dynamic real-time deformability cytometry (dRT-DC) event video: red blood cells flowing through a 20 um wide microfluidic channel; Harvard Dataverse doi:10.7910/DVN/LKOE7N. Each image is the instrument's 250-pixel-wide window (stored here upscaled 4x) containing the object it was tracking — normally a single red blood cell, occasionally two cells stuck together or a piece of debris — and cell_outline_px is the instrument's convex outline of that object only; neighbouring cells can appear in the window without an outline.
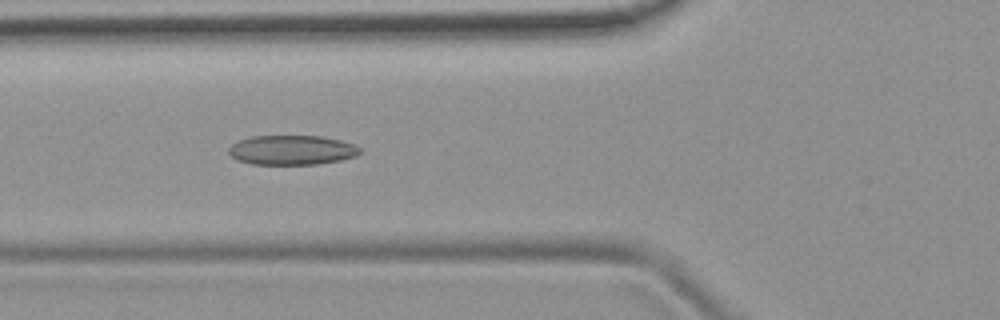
{"species": "common noctule bat (a hibernating species)", "species_latin": "Nyctalus noctula", "temperature_condition": "room temperature", "stored_images_in_passage": 50, "camera_frame_rate_fps": 3000, "um_per_image_px": 0.085, "animal": {"sex": "female", "body_mass_g": 19.9}, "frame": {"image": 1, "passage_image": 16, "time_ms": 5.0, "image_size_px": [1000, 320], "cell_outline_px": [[360, 152], [356, 156], [340, 160], [316, 164], [252, 164], [236, 160], [228, 152], [228, 148], [232, 144], [240, 140], [252, 136], [320, 136], [340, 140], [352, 144], [360, 148]], "centroid_in_image_um": [24.78, 12.75], "position_along_channel_um": 101.0, "area_um2": 22.48}}
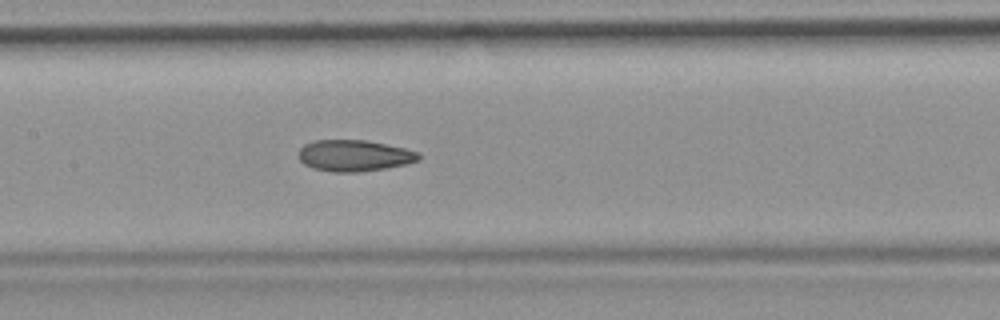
{"frame": {"image": 2, "passage_image": 22, "time_ms": 7.0, "image_size_px": [1000, 320], "cell_outline_px": [[420, 160], [408, 164], [360, 172], [332, 172], [312, 168], [304, 164], [300, 160], [300, 148], [304, 144], [316, 140], [364, 140], [404, 148], [420, 152]], "centroid_in_image_um": [30.13, 13.23], "position_along_channel_um": 177.3, "area_um2": 21.91}}
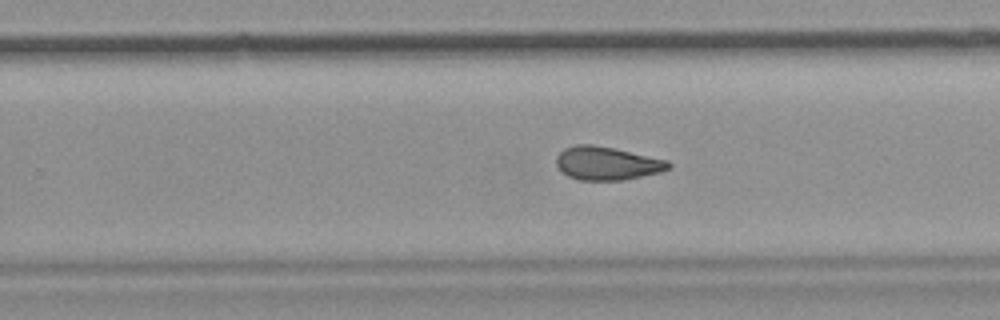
{"frame": {"image": 3, "passage_image": 30, "time_ms": 9.667, "image_size_px": [1000, 320], "cell_outline_px": [[672, 168], [660, 172], [624, 180], [580, 180], [568, 176], [556, 164], [556, 156], [564, 148], [576, 144], [592, 144], [612, 148], [668, 160], [672, 164]], "centroid_in_image_um": [51.61, 13.88], "position_along_channel_um": 278.2, "area_um2": 21.73}, "authors_computed_cell_mechanics": {"area_um2": 22.253, "velocity_mm_per_s": 3.8045, "shape_relaxation_time_tau1_ms": null, "shape_relaxation_time_tau2_ms": 2.8808, "deformation_change_tau1": null, "deformation_change_tau2": 0.0994}}